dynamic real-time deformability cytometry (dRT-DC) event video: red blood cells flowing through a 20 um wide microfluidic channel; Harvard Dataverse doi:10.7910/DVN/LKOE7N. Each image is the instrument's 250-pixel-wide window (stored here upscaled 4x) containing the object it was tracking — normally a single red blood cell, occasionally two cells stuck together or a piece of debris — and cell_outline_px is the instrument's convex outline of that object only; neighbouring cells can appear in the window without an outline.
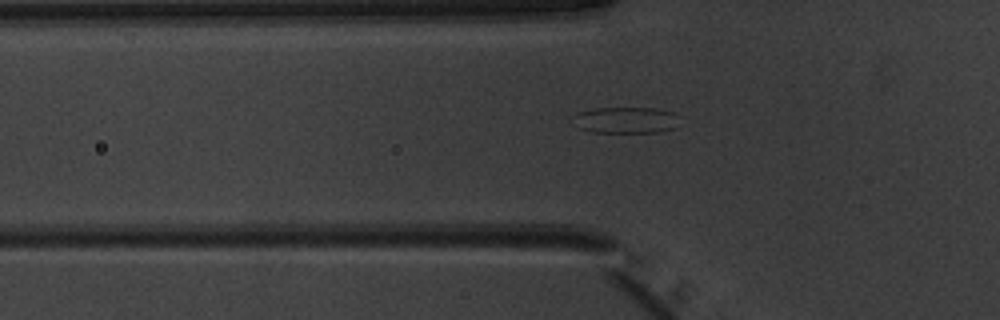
{"species": "common noctule bat (a hibernating species)", "species_latin": "Nyctalus noctula", "temperature_condition": "warm", "stored_images_in_passage": 37, "camera_frame_rate_fps": 3000, "um_per_image_px": 0.085, "animal": {"sex": "male", "body_mass_g": 20.1, "forearm_length_mm": 53.5}, "frame": {"image": 1, "passage_image": 4, "time_ms": 1.0, "image_size_px": [1000, 320], "cell_outline_px": [[676, 128], [656, 132], [592, 132], [576, 128], [572, 116], [576, 112], [592, 108], [656, 108], [672, 112]], "centroid_in_image_um": [53.05, 10.2], "position_along_channel_um": 72.7, "area_um2": 16.24}}
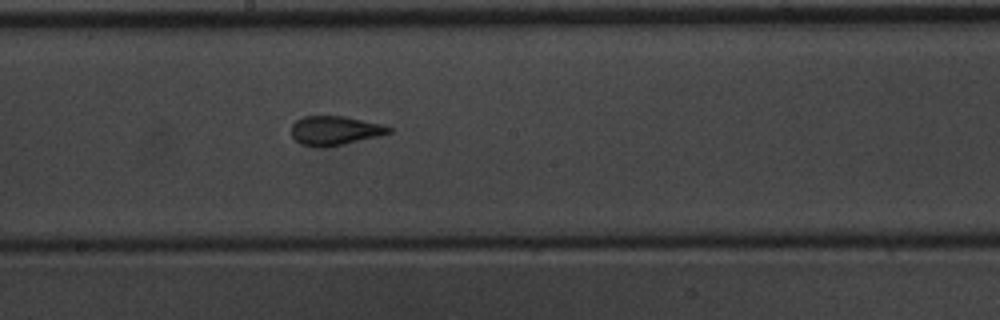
{"frame": {"image": 2, "passage_image": 15, "time_ms": 4.667, "image_size_px": [1000, 320], "cell_outline_px": [[392, 132], [380, 136], [328, 148], [316, 148], [300, 144], [292, 136], [292, 124], [296, 120], [304, 116], [344, 116], [380, 124], [392, 128]], "centroid_in_image_um": [28.45, 11.12], "position_along_channel_um": 219.8, "area_um2": 16.76}}
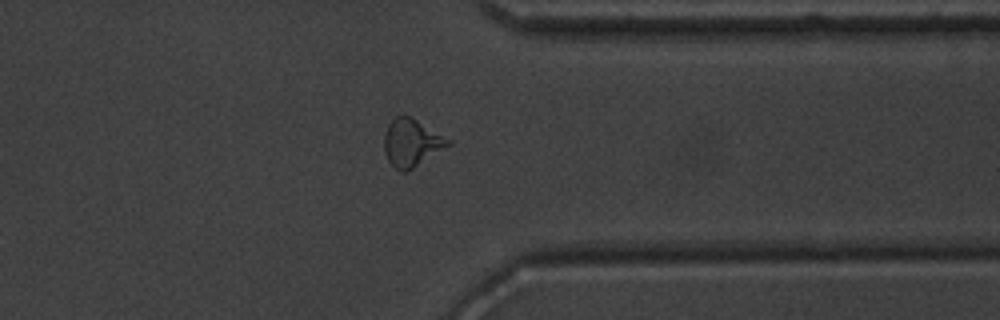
{"frame": {"image": 3, "passage_image": 27, "time_ms": 8.667, "image_size_px": [1000, 320], "cell_outline_px": [[452, 144], [408, 172], [400, 172], [388, 160], [384, 152], [384, 132], [388, 124], [396, 116], [408, 116], [416, 120], [452, 140]], "centroid_in_image_um": [34.99, 12.16], "position_along_channel_um": 376.4, "area_um2": 17.74}, "authors_computed_cell_mechanics": {"area_um2": 16.8198, "velocity_mm_per_s": 3.9897, "shape_relaxation_time_tau1_ms": 5.6775, "shape_relaxation_time_tau2_ms": 1.2785, "deformation_change_tau1": 0.1669, "deformation_change_tau2": 0.0844}}